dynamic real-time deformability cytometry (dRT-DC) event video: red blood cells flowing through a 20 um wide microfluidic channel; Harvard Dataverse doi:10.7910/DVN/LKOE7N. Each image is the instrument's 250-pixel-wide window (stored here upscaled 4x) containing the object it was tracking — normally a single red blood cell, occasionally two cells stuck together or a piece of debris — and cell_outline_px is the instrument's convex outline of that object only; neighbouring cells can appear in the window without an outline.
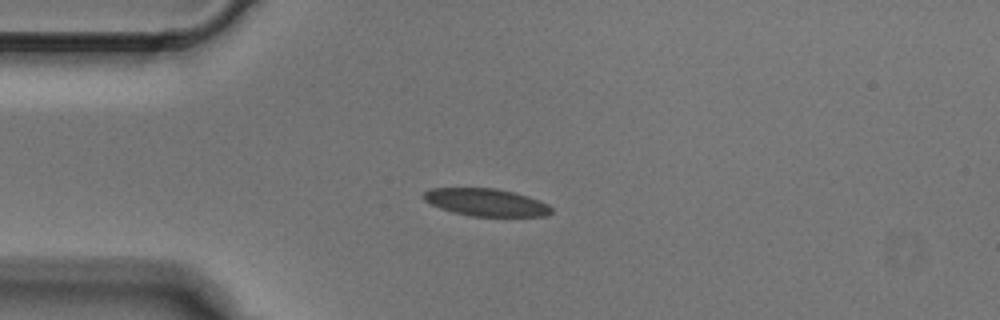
{"species": "Egyptian fruit bat (a non-hibernating species)", "species_latin": "Rousettus aegyptiacus", "temperature_condition": "cold", "stored_images_in_passage": 5, "camera_frame_rate_fps": 3000, "um_per_image_px": 0.085, "animal": {"sex": "male"}, "frame": {"image": 1, "passage_image": 2, "time_ms": 0.333, "image_size_px": [1000, 320], "cell_outline_px": [[552, 212], [548, 216], [472, 216], [452, 212], [440, 208], [424, 200], [420, 196], [428, 188], [496, 188], [528, 196], [540, 200], [548, 204], [552, 208]], "centroid_in_image_um": [41.3, 17.19], "position_along_channel_um": 43.7, "area_um2": 20.58}}
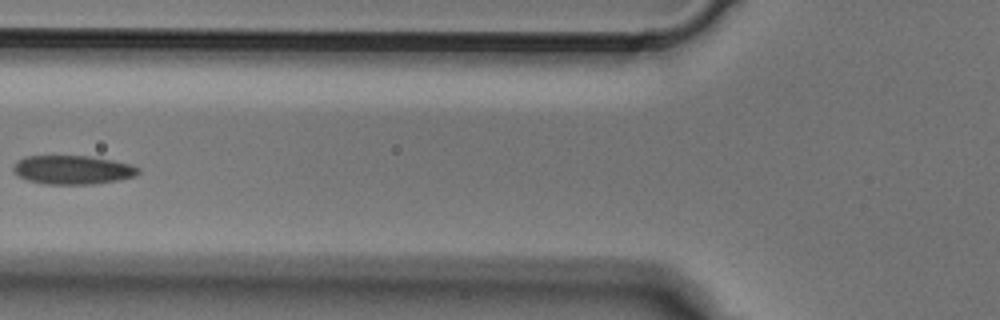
{"frame": {"image": 2, "passage_image": 4, "time_ms": 1.0, "image_size_px": [1000, 320], "cell_outline_px": [[140, 172], [136, 176], [120, 180], [92, 184], [44, 184], [28, 180], [16, 176], [12, 172], [12, 168], [24, 156], [88, 156], [112, 160], [132, 164], [140, 168]], "centroid_in_image_um": [6.19, 14.44], "position_along_channel_um": 119.6, "area_um2": 21.15}}
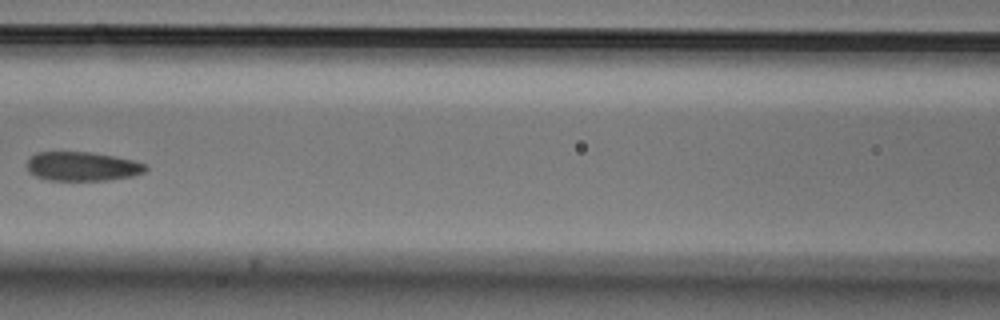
{"frame": {"image": 3, "passage_image": 5, "time_ms": 1.333, "image_size_px": [1000, 320], "cell_outline_px": [[148, 168], [144, 172], [132, 176], [104, 180], [48, 180], [36, 176], [28, 172], [28, 160], [36, 152], [92, 152], [132, 160], [144, 164]], "centroid_in_image_um": [6.97, 14.14], "position_along_channel_um": 159.6, "area_um2": 19.88}}